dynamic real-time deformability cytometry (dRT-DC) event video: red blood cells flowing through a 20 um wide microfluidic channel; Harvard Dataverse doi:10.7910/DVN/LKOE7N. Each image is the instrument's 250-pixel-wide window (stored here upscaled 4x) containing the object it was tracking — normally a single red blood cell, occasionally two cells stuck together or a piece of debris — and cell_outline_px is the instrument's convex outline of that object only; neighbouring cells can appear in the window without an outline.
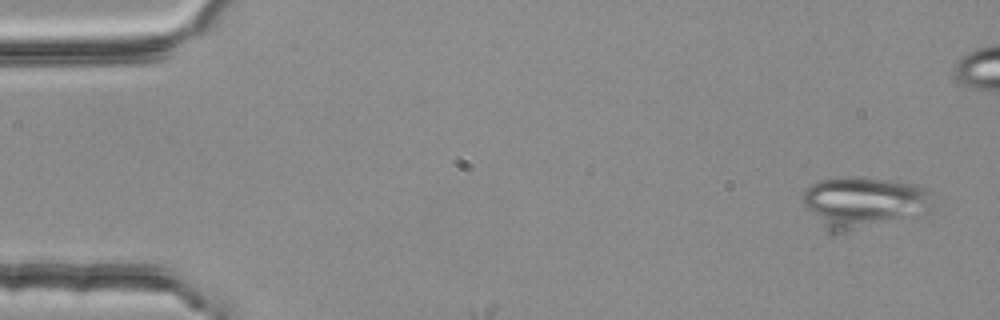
{"species": "common noctule bat (a hibernating species)", "species_latin": "Nyctalus noctula", "temperature_condition": "room temperature", "stored_images_in_passage": 2, "camera_frame_rate_fps": 3000, "um_per_image_px": 0.085, "animal": {"sex": "female", "body_mass_g": 25.1}, "frame": {"image": 1, "passage_image": 1, "time_ms": 0.0, "image_size_px": [1000, 320], "cell_outline_px": [[940, 208], [936, 212], [920, 216], [848, 232], [828, 232], [824, 228], [804, 204], [804, 188], [820, 180], [848, 176], [896, 180], [916, 184], [928, 188]], "centroid_in_image_um": [73.61, 17.2], "position_along_channel_um": 11.4, "area_um2": 40.11}}